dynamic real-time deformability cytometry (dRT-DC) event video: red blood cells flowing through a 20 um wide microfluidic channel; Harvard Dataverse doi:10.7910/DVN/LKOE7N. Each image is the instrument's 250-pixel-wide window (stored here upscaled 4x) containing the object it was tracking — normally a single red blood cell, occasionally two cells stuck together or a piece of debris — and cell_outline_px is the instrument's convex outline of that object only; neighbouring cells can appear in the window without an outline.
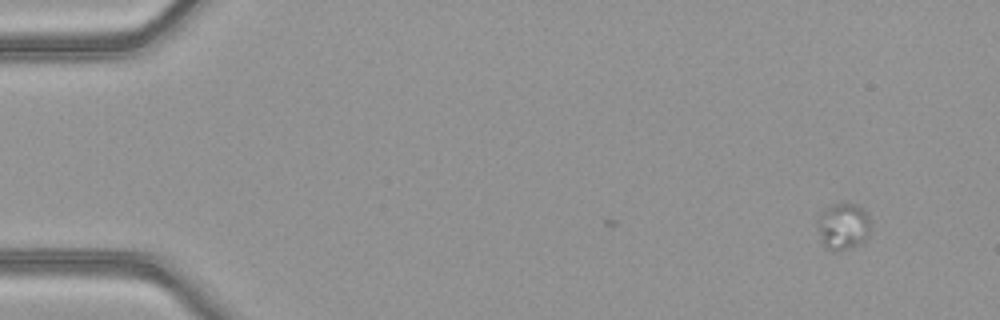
{"species": "common noctule bat (a hibernating species)", "species_latin": "Nyctalus noctula", "temperature_condition": "warm", "stored_images_in_passage": 8, "camera_frame_rate_fps": 3000, "um_per_image_px": 0.085, "animal": {"sex": "female", "body_mass_g": 21.9}, "frame": {"image": 1, "passage_image": 8, "time_ms": 2.333, "image_size_px": [1000, 320], "cell_outline_px": [[868, 236], [860, 244], [836, 252], [832, 252], [824, 244], [816, 224], [816, 220], [820, 212], [824, 208], [832, 204], [856, 204], [864, 208], [868, 216]], "centroid_in_image_um": [71.63, 19.22], "position_along_channel_um": 13.4, "area_um2": 14.39}}